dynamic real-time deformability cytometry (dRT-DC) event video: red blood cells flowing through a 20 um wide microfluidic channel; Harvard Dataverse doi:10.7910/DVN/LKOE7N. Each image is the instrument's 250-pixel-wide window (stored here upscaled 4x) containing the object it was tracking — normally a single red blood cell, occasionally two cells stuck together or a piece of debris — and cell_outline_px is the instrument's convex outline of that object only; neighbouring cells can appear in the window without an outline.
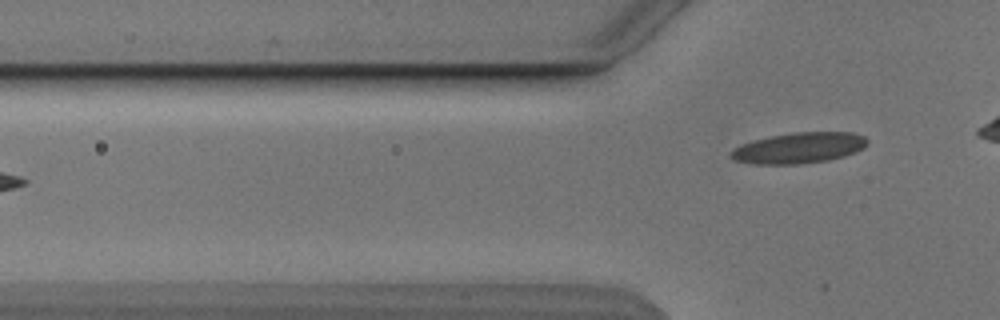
{"species": "Egyptian fruit bat (a non-hibernating species)", "species_latin": "Rousettus aegyptiacus", "temperature_condition": "cold", "stored_images_in_passage": 7, "segment_of_instrument_passage": [2, 2], "camera_frame_rate_fps": 3000, "um_per_image_px": 0.085, "animal": {"sex": "male"}, "frame": {"image": 1, "passage_image": 7, "time_ms": 8.333, "image_size_px": [1000, 320], "cell_outline_px": [[868, 144], [864, 148], [856, 152], [844, 156], [828, 160], [796, 164], [752, 164], [732, 160], [728, 156], [728, 152], [732, 148], [740, 144], [768, 136], [792, 132], [852, 132], [864, 136], [868, 140]], "centroid_in_image_um": [67.86, 12.57], "position_along_channel_um": 57.9, "area_um2": 24.91}}